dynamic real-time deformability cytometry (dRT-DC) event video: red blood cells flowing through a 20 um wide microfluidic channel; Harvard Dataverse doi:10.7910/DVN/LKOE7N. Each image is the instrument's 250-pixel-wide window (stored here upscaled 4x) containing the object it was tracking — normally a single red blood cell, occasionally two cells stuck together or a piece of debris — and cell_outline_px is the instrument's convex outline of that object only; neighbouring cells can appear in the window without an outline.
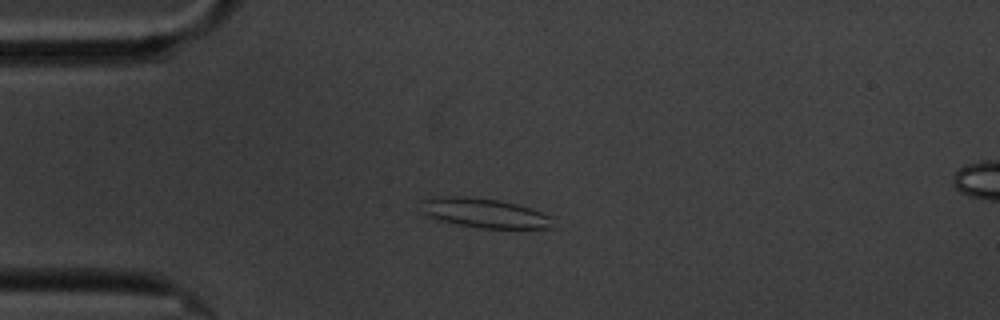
{"species": "common noctule bat (a hibernating species)", "species_latin": "Nyctalus noctula", "temperature_condition": "cold", "stored_images_in_passage": 7, "camera_frame_rate_fps": 3000, "um_per_image_px": 0.085, "animal": {"sex": "male", "body_mass_g": 20.1, "forearm_length_mm": 53.5}, "frame": {"image": 1, "passage_image": 1, "time_ms": 0.0, "image_size_px": [1000, 320], "cell_outline_px": [[552, 228], [480, 228], [440, 220], [428, 216], [420, 212], [420, 200], [436, 196], [464, 196], [500, 200], [516, 204], [540, 212], [548, 216]], "centroid_in_image_um": [41.05, 18.09], "position_along_channel_um": 43.9, "area_um2": 22.37}}
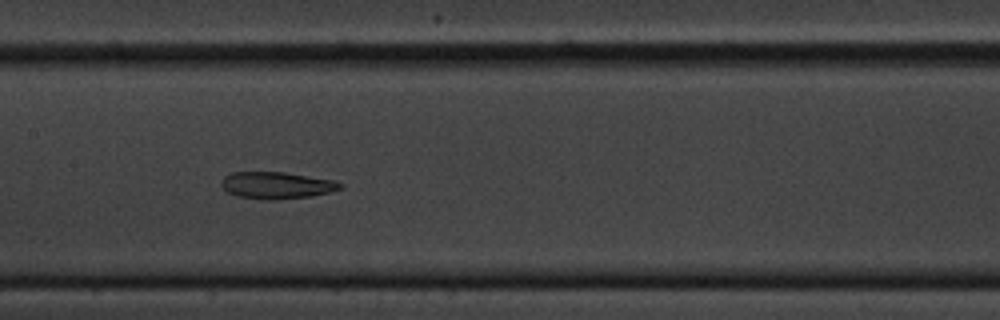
{"frame": {"image": 2, "passage_image": 5, "time_ms": 4.667, "image_size_px": [1000, 320], "cell_outline_px": [[344, 188], [312, 196], [276, 200], [268, 200], [236, 196], [228, 192], [220, 184], [224, 176], [232, 172], [284, 172], [336, 180], [344, 184]], "centroid_in_image_um": [23.55, 15.75], "position_along_channel_um": 183.9, "area_um2": 18.79}}
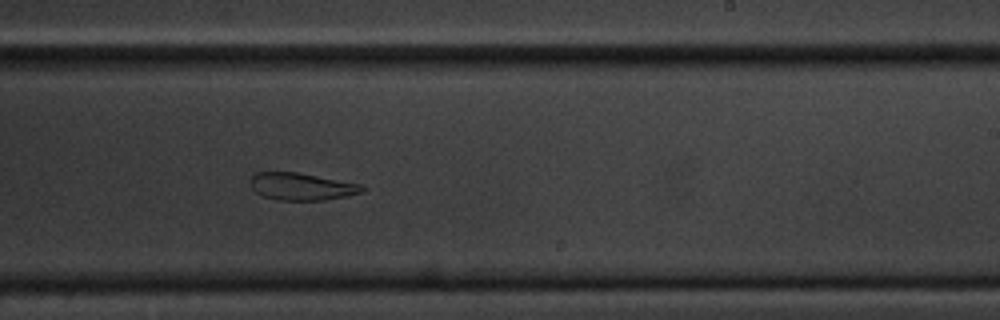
{"frame": {"image": 3, "passage_image": 7, "time_ms": 7.0, "image_size_px": [1000, 320], "cell_outline_px": [[368, 188], [364, 192], [348, 196], [324, 200], [276, 200], [264, 196], [256, 192], [252, 188], [252, 176], [256, 172], [296, 172], [360, 184]], "centroid_in_image_um": [25.69, 15.86], "position_along_channel_um": 263.3, "area_um2": 17.69}}